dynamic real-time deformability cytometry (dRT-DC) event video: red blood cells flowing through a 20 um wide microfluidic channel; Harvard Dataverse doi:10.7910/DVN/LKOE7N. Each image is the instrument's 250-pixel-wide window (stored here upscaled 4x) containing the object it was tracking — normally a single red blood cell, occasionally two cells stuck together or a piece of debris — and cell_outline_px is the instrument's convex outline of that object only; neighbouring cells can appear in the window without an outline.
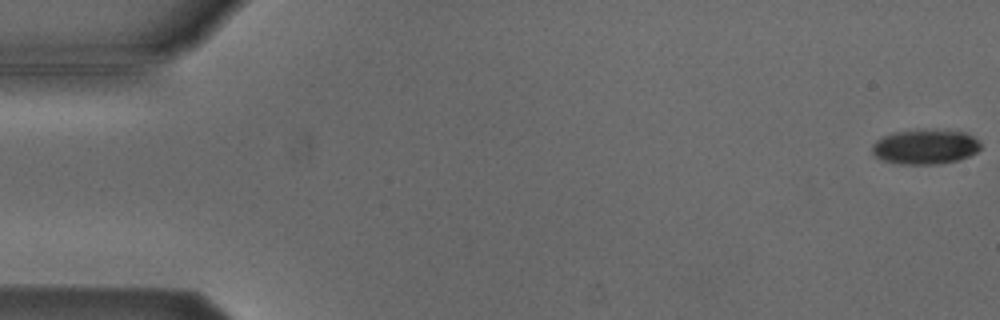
{"species": "Egyptian fruit bat (a non-hibernating species)", "species_latin": "Rousettus aegyptiacus", "temperature_condition": "cold", "stored_images_in_passage": 54, "camera_frame_rate_fps": 3000, "um_per_image_px": 0.085, "animal": {"sex": "male"}, "frame": {"image": 1, "passage_image": 1, "time_ms": 0.0, "image_size_px": [1000, 320], "cell_outline_px": [[980, 148], [976, 152], [968, 156], [956, 160], [940, 164], [900, 164], [880, 160], [872, 152], [872, 144], [876, 140], [892, 132], [964, 132], [980, 140]], "centroid_in_image_um": [78.61, 12.52], "position_along_channel_um": 6.4, "area_um2": 21.27}}
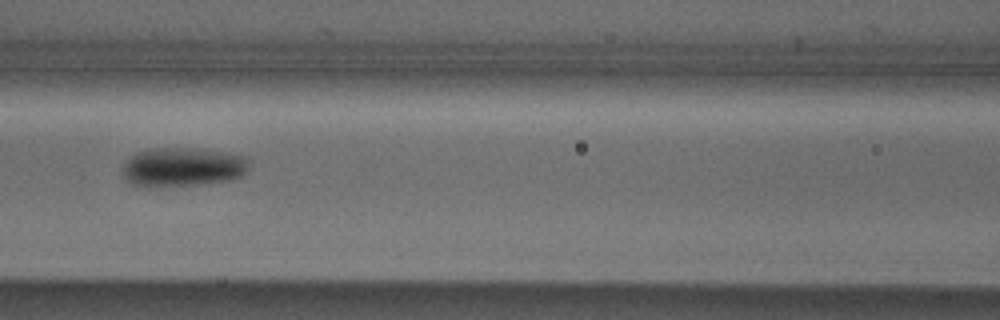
{"frame": {"image": 2, "passage_image": 24, "time_ms": 7.667, "image_size_px": [1000, 320], "cell_outline_px": [[248, 172], [232, 180], [196, 184], [132, 184], [124, 180], [124, 160], [128, 156], [136, 152], [148, 148], [196, 148], [248, 156]], "centroid_in_image_um": [15.56, 14.14], "position_along_channel_um": 151.0, "area_um2": 28.38}}
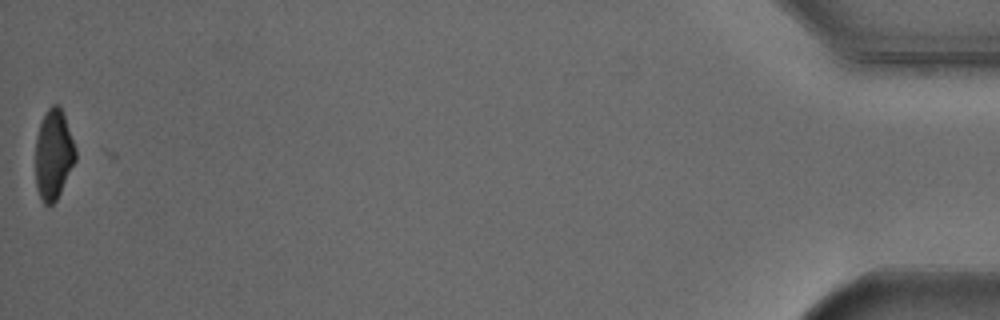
{"frame": {"image": 3, "passage_image": 54, "time_ms": 17.667, "image_size_px": [1000, 320], "cell_outline_px": [[76, 160], [56, 200], [52, 204], [44, 204], [36, 188], [36, 136], [40, 124], [48, 108], [52, 104], [60, 104], [76, 148]], "centroid_in_image_um": [4.55, 13.11], "position_along_channel_um": 430.6, "area_um2": 20.87}, "authors_computed_cell_mechanics": {"area_um2": 24.4205, "velocity_mm_per_s": 3.8242, "shape_relaxation_time_tau1_ms": 4.833, "shape_relaxation_time_tau2_ms": null, "deformation_change_tau1": 0.1342, "deformation_change_tau2": null}}